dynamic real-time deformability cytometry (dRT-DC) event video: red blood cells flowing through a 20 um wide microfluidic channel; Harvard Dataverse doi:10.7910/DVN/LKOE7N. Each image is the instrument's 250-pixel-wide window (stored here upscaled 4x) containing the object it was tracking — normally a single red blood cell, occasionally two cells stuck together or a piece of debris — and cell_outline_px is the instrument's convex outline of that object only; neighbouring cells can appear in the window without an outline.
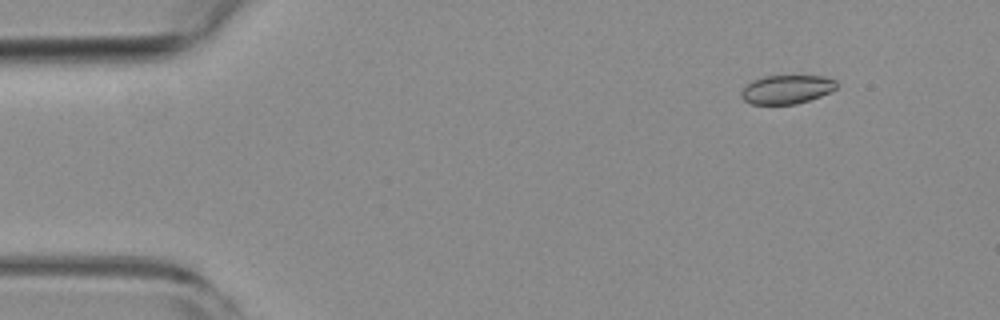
{"species": "common noctule bat (a hibernating species)", "species_latin": "Nyctalus noctula", "temperature_condition": "room temperature", "stored_images_in_passage": 24, "camera_frame_rate_fps": 3000, "um_per_image_px": 0.085, "animal": {"sex": "female", "body_mass_g": 19.3, "forearm_length_mm": 54.1}, "frame": {"image": 1, "passage_image": 3, "time_ms": 0.667, "image_size_px": [1000, 320], "cell_outline_px": [[836, 88], [832, 92], [796, 104], [752, 104], [744, 100], [740, 96], [740, 92], [752, 80], [764, 76], [824, 76], [836, 80]], "centroid_in_image_um": [66.87, 7.6], "position_along_channel_um": 18.1, "area_um2": 15.95}}
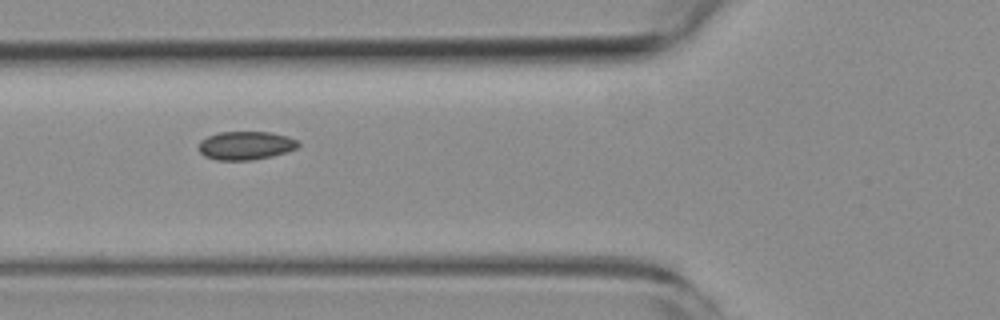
{"frame": {"image": 2, "passage_image": 17, "time_ms": 5.333, "image_size_px": [1000, 320], "cell_outline_px": [[300, 144], [296, 148], [272, 156], [252, 160], [216, 160], [204, 156], [196, 148], [200, 140], [208, 136], [220, 132], [272, 132], [288, 136], [296, 140]], "centroid_in_image_um": [20.84, 12.37], "position_along_channel_um": 105.0, "area_um2": 16.59}}
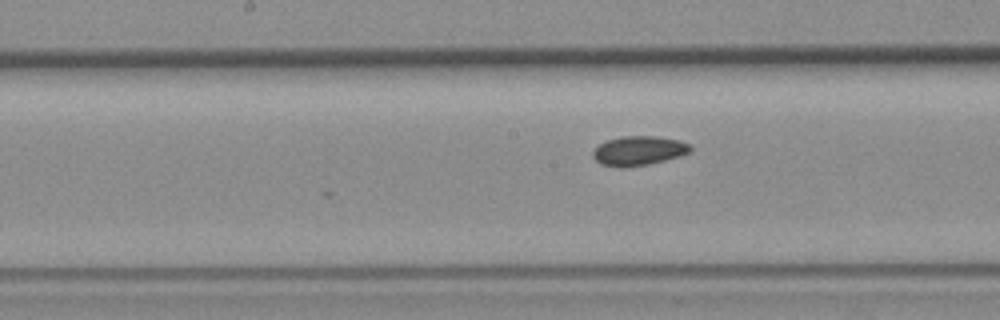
{"frame": {"image": 3, "passage_image": 24, "time_ms": 7.667, "image_size_px": [1000, 320], "cell_outline_px": [[692, 152], [664, 160], [648, 164], [620, 168], [600, 164], [592, 156], [592, 152], [600, 144], [608, 140], [620, 136], [656, 136], [680, 140], [688, 144], [692, 148]], "centroid_in_image_um": [54.28, 12.81], "position_along_channel_um": 193.9, "area_um2": 16.65}}